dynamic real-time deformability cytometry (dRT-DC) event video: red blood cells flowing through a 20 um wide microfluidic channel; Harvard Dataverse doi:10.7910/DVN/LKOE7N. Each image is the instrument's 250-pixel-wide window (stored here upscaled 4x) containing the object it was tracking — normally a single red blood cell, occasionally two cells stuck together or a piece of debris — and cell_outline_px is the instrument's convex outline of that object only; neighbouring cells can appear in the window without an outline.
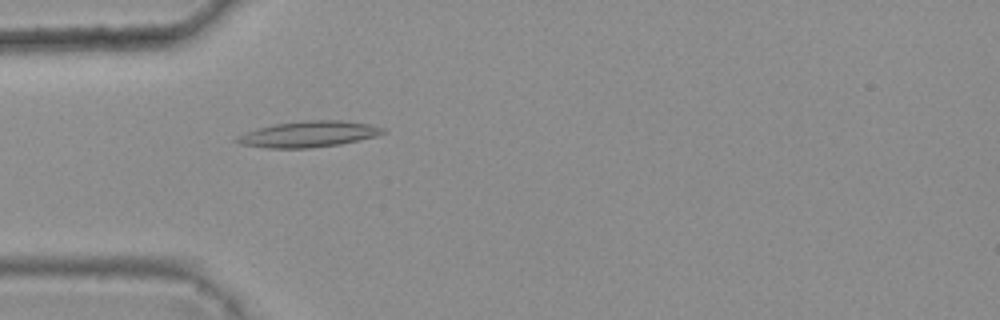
{"species": "common noctule bat (a hibernating species)", "species_latin": "Nyctalus noctula", "temperature_condition": "warm", "stored_images_in_passage": 4, "camera_frame_rate_fps": 3000, "um_per_image_px": 0.085, "animal": {"sex": "female", "body_mass_g": 25.1}, "frame": {"image": 1, "passage_image": 4, "time_ms": 1.0, "image_size_px": [1000, 320], "cell_outline_px": [[384, 132], [376, 136], [340, 144], [308, 148], [268, 148], [240, 144], [232, 140], [236, 136], [244, 132], [256, 128], [276, 124], [308, 120], [340, 120], [368, 124], [384, 128]], "centroid_in_image_um": [26.16, 11.4], "position_along_channel_um": 58.8, "area_um2": 22.02}}